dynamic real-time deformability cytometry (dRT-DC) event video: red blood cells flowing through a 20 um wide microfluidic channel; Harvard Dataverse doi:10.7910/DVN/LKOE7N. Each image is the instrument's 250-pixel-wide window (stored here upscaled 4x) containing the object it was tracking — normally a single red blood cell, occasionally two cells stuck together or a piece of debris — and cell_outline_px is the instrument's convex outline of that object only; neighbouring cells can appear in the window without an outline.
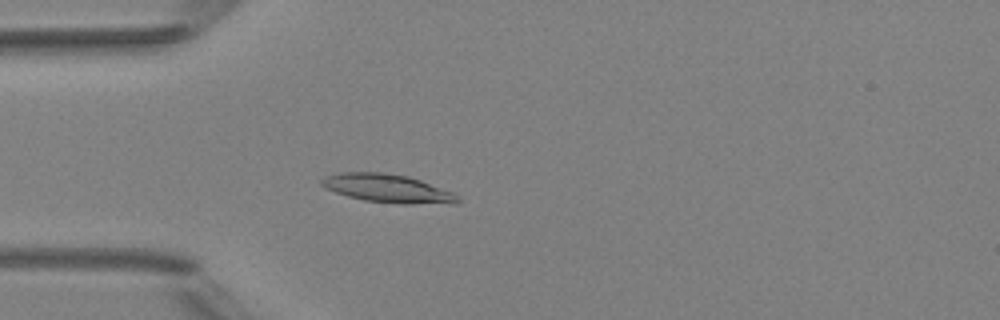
{"species": "Egyptian fruit bat (a non-hibernating species)", "species_latin": "Rousettus aegyptiacus", "temperature_condition": "room temperature", "stored_images_in_passage": 4, "camera_frame_rate_fps": 3000, "um_per_image_px": 0.085, "animal": {"sex": "female"}, "frame": {"image": 1, "passage_image": 4, "time_ms": 3.667, "image_size_px": [1000, 320], "cell_outline_px": [[460, 200], [456, 204], [404, 204], [364, 200], [348, 196], [324, 188], [320, 184], [320, 180], [324, 176], [340, 172], [384, 172], [408, 176], [420, 180], [452, 192], [460, 196]], "centroid_in_image_um": [32.95, 16.01], "position_along_channel_um": 52.0, "area_um2": 22.66}}